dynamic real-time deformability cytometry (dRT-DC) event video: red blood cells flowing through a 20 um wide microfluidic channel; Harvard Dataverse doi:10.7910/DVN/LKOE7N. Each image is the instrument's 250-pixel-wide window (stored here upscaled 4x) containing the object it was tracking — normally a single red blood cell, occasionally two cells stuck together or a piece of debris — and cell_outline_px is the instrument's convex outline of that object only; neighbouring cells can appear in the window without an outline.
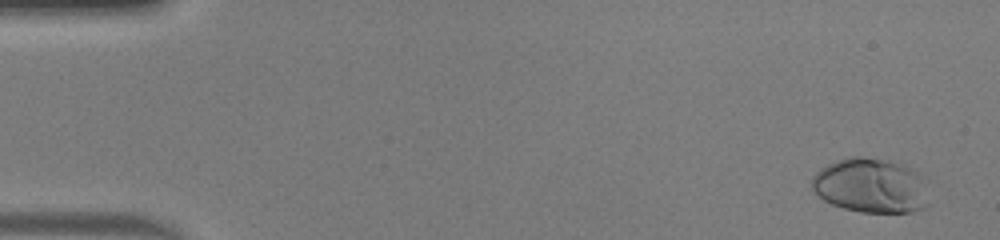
{"species": "human", "species_latin": "Homo sapiens", "temperature_condition": "warm", "stored_images_in_passage": 48, "camera_frame_rate_fps": 3000, "um_per_image_px": 0.085, "donor": {"sex": "male"}, "frame": {"image": 1, "passage_image": 3, "time_ms": 0.667, "image_size_px": [1000, 240], "cell_outline_px": [[928, 204], [924, 208], [912, 212], [860, 212], [844, 208], [832, 204], [824, 200], [812, 188], [812, 176], [820, 168], [828, 164], [848, 156], [860, 156], [900, 160], [920, 176]], "centroid_in_image_um": [73.99, 15.75], "position_along_channel_um": 11.0, "area_um2": 37.34}}
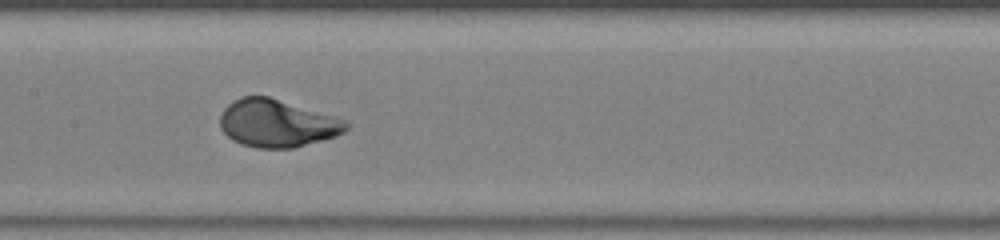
{"frame": {"image": 2, "passage_image": 26, "time_ms": 8.333, "image_size_px": [1000, 240], "cell_outline_px": [[352, 124], [344, 132], [336, 136], [292, 148], [256, 148], [240, 144], [232, 140], [220, 128], [220, 116], [224, 108], [228, 104], [240, 96], [268, 96], [348, 120]], "centroid_in_image_um": [23.56, 10.48], "position_along_channel_um": 183.8, "area_um2": 35.14}}
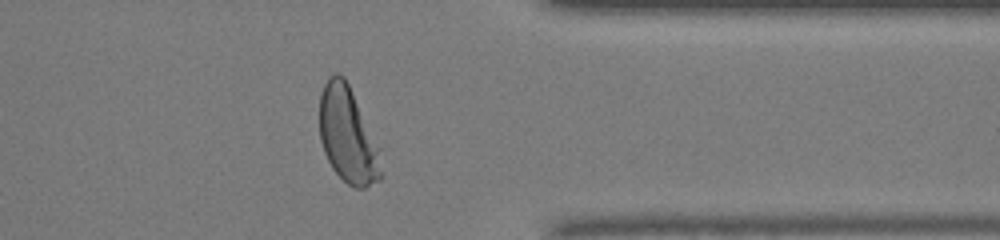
{"frame": {"image": 3, "passage_image": 41, "time_ms": 13.333, "image_size_px": [1000, 240], "cell_outline_px": [[384, 176], [380, 180], [364, 188], [356, 188], [348, 184], [332, 168], [324, 152], [320, 140], [320, 92], [328, 76], [336, 72], [344, 76], [380, 148]], "centroid_in_image_um": [29.58, 11.51], "position_along_channel_um": 381.8, "area_um2": 34.62}}